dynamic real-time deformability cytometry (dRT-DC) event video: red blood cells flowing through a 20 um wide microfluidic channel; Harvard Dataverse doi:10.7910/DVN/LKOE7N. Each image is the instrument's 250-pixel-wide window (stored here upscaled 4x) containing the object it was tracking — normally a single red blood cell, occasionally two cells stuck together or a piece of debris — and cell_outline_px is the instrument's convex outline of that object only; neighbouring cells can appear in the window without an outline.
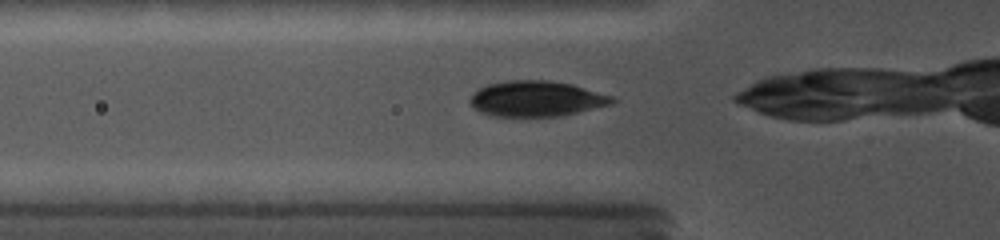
{"species": "common noctule bat (a hibernating species)", "species_latin": "Nyctalus noctula", "temperature_condition": "cold", "stored_images_in_passage": 43, "camera_frame_rate_fps": 5000, "um_per_image_px": 0.085, "animal": {"sex": "female", "body_mass_g": 19.0, "forearm_length_mm": 56.7}, "frame": {"image": 1, "passage_image": 2, "time_ms": 0.2, "image_size_px": [1000, 240], "cell_outline_px": [[616, 100], [612, 104], [560, 116], [492, 116], [480, 112], [468, 100], [480, 88], [488, 84], [508, 80], [544, 80], [572, 84], [612, 96]], "centroid_in_image_um": [45.6, 8.39], "position_along_channel_um": 80.2, "area_um2": 29.13}}
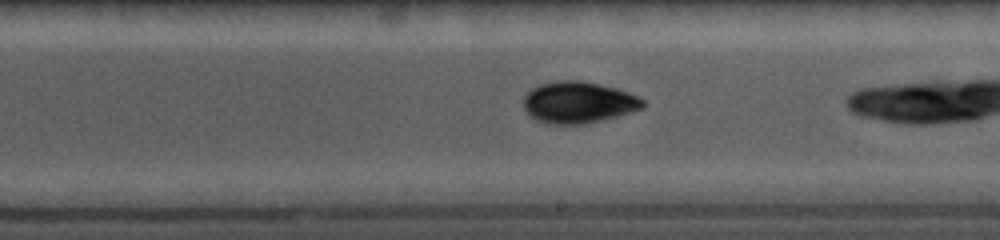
{"frame": {"image": 2, "passage_image": 22, "time_ms": 4.4, "image_size_px": [1000, 240], "cell_outline_px": [[644, 108], [632, 112], [584, 124], [544, 124], [536, 120], [524, 108], [524, 96], [532, 88], [540, 84], [556, 80], [580, 80], [616, 88], [640, 96], [644, 100]], "centroid_in_image_um": [49.17, 8.7], "position_along_channel_um": 239.8, "area_um2": 28.96}}
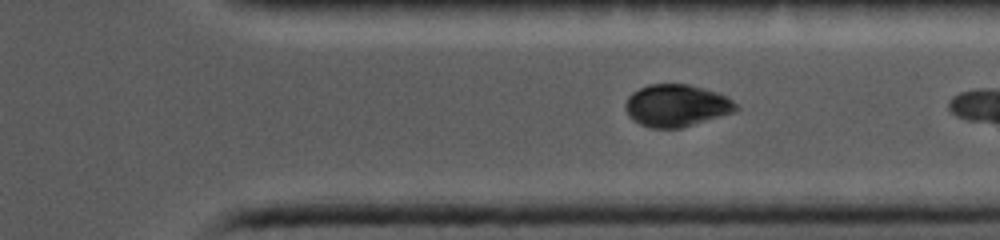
{"frame": {"image": 3, "passage_image": 39, "time_ms": 7.4, "image_size_px": [1000, 240], "cell_outline_px": [[740, 108], [736, 112], [680, 128], [652, 128], [640, 124], [632, 120], [628, 116], [624, 108], [624, 104], [628, 96], [632, 92], [648, 84], [688, 84], [716, 92], [728, 96]], "centroid_in_image_um": [57.49, 8.97], "position_along_channel_um": 353.9, "area_um2": 27.4}}